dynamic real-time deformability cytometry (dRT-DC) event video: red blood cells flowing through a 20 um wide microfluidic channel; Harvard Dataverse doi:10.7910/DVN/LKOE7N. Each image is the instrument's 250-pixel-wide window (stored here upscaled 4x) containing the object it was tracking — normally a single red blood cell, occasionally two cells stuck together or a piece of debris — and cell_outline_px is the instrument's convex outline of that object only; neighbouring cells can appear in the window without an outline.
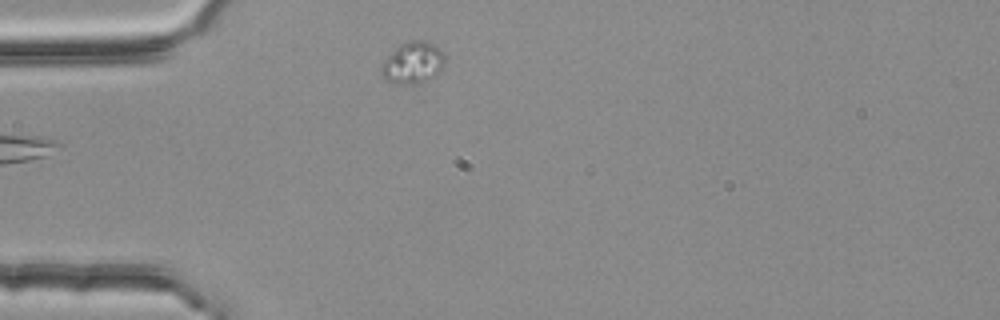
{"species": "common noctule bat (a hibernating species)", "species_latin": "Nyctalus noctula", "temperature_condition": "room temperature", "stored_images_in_passage": 3, "camera_frame_rate_fps": 3000, "um_per_image_px": 0.085, "animal": {"sex": "female", "body_mass_g": 25.1}, "frame": {"image": 1, "passage_image": 3, "time_ms": 0.667, "image_size_px": [1000, 320], "cell_outline_px": [[444, 64], [440, 72], [432, 80], [420, 84], [392, 84], [384, 76], [380, 68], [380, 64], [400, 44], [408, 40], [424, 40], [440, 48], [444, 52]], "centroid_in_image_um": [35.12, 5.36], "position_along_channel_um": 49.9, "area_um2": 15.78}}